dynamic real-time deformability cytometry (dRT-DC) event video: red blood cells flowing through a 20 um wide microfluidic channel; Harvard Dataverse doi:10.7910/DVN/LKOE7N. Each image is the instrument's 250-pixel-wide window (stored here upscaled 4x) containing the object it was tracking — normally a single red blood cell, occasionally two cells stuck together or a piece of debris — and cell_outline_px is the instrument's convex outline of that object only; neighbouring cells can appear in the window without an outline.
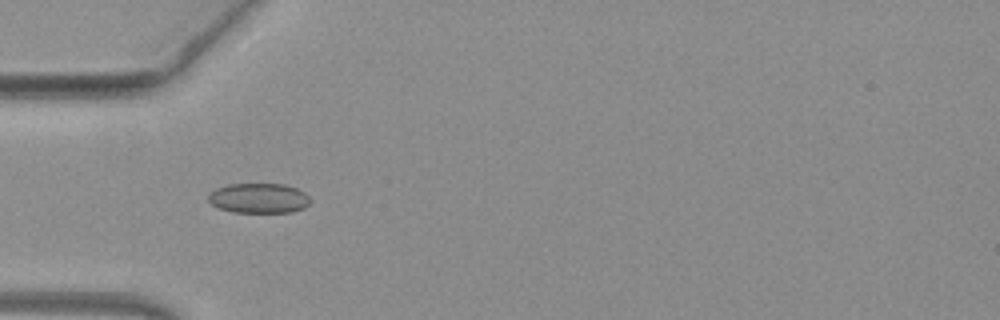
{"species": "common noctule bat (a hibernating species)", "species_latin": "Nyctalus noctula", "temperature_condition": "warm", "stored_images_in_passage": 26, "camera_frame_rate_fps": 3000, "um_per_image_px": 0.085, "animal": {"sex": "female", "body_mass_g": 19.3, "forearm_length_mm": 54.1}, "frame": {"image": 1, "passage_image": 5, "time_ms": 1.333, "image_size_px": [1000, 320], "cell_outline_px": [[312, 200], [304, 208], [292, 212], [232, 212], [220, 208], [212, 204], [208, 200], [208, 192], [216, 188], [228, 184], [284, 184], [296, 188], [304, 192]], "centroid_in_image_um": [21.99, 16.84], "position_along_channel_um": 63.0, "area_um2": 17.86}}